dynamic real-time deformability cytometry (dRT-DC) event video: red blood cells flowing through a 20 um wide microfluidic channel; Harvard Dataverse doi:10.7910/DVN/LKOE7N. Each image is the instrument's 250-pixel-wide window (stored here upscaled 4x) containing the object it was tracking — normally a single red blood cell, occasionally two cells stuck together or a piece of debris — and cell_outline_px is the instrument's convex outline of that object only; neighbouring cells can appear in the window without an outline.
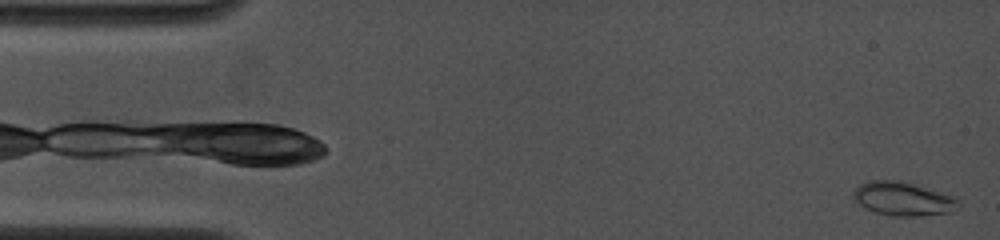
{"species": "common noctule bat (a hibernating species)", "species_latin": "Nyctalus noctula", "temperature_condition": "cold", "stored_images_in_passage": 41, "camera_frame_rate_fps": 4000, "um_per_image_px": 0.085, "animal": {"sex": "female", "body_mass_g": 19.0, "forearm_length_mm": 53.3}, "frame": {"image": 1, "passage_image": 1, "time_ms": 0.0, "image_size_px": [1000, 240], "cell_outline_px": [[960, 208], [952, 212], [920, 216], [892, 216], [876, 212], [864, 208], [852, 196], [852, 192], [860, 184], [868, 180], [900, 180], [956, 196], [960, 204]], "centroid_in_image_um": [76.8, 16.9], "position_along_channel_um": 8.2, "area_um2": 20.92}}
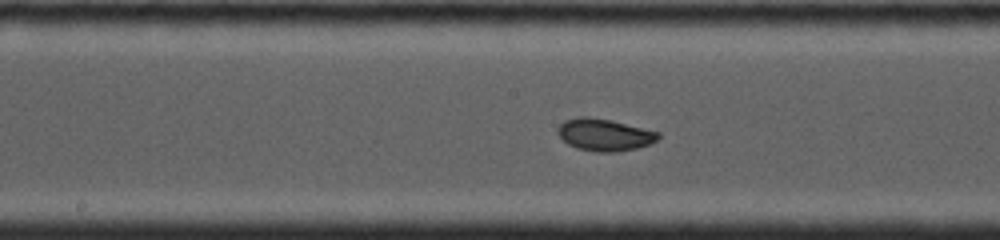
{"frame": {"image": 2, "passage_image": 27, "time_ms": 7.75, "image_size_px": [1000, 240], "cell_outline_px": [[660, 136], [656, 140], [648, 144], [636, 148], [616, 152], [596, 152], [576, 148], [568, 144], [556, 132], [556, 128], [564, 120], [576, 116], [588, 116], [612, 120], [660, 132]], "centroid_in_image_um": [51.34, 11.44], "position_along_channel_um": 196.9, "area_um2": 18.96}}
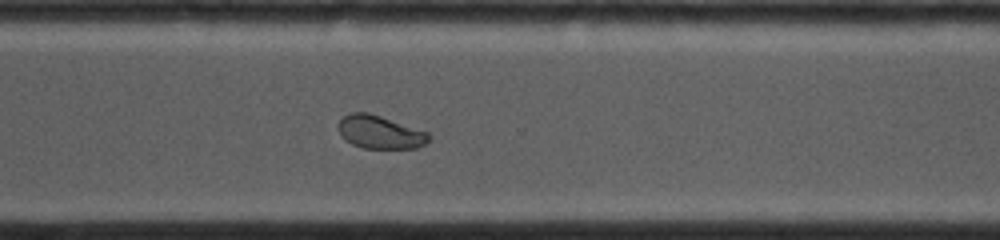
{"frame": {"image": 3, "passage_image": 41, "time_ms": 11.25, "image_size_px": [1000, 240], "cell_outline_px": [[432, 136], [424, 144], [416, 148], [360, 148], [344, 140], [340, 136], [336, 124], [344, 116], [352, 112], [368, 112], [428, 132]], "centroid_in_image_um": [32.25, 11.23], "position_along_channel_um": 338.4, "area_um2": 17.57}}